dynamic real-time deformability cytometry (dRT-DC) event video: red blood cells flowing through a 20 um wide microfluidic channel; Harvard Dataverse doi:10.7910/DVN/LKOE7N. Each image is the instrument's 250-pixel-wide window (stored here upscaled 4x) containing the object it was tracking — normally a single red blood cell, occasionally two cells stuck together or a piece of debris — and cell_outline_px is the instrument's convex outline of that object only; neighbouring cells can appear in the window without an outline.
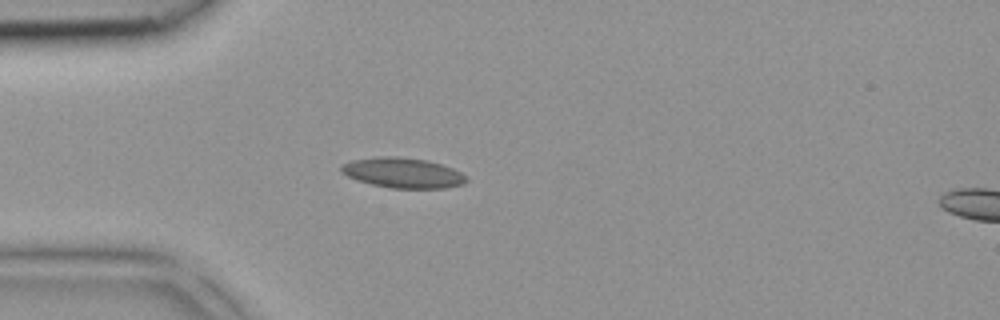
{"species": "common noctule bat (a hibernating species)", "species_latin": "Nyctalus noctula", "temperature_condition": "room temperature", "stored_images_in_passage": 38, "camera_frame_rate_fps": 3000, "um_per_image_px": 0.085, "animal": {"sex": "female", "body_mass_g": 18.4}, "frame": {"image": 1, "passage_image": 11, "time_ms": 3.333, "image_size_px": [1000, 320], "cell_outline_px": [[468, 180], [464, 184], [444, 188], [392, 188], [372, 184], [356, 180], [340, 172], [340, 168], [344, 164], [352, 160], [380, 156], [396, 156], [428, 160], [452, 168], [468, 176]], "centroid_in_image_um": [34.26, 14.69], "position_along_channel_um": 50.7, "area_um2": 22.02}}
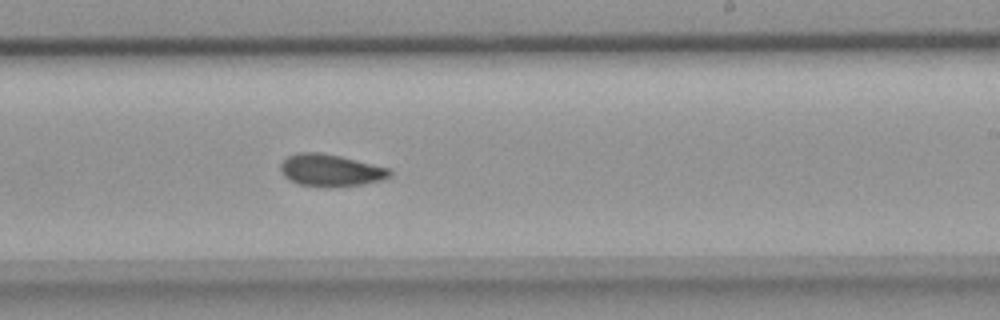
{"frame": {"image": 2, "passage_image": 25, "time_ms": 8.0, "image_size_px": [1000, 320], "cell_outline_px": [[392, 172], [388, 176], [380, 180], [360, 184], [332, 188], [320, 188], [300, 184], [288, 180], [284, 176], [280, 168], [280, 164], [288, 156], [296, 152], [320, 152], [340, 156], [388, 168]], "centroid_in_image_um": [28.03, 14.48], "position_along_channel_um": 261.0, "area_um2": 20.46}}
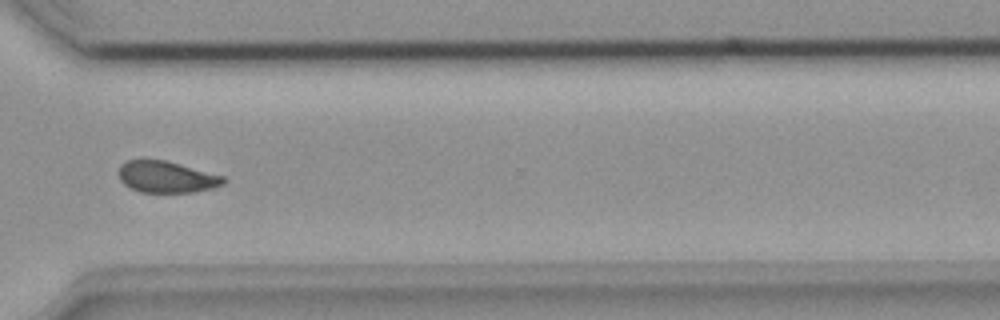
{"frame": {"image": 3, "passage_image": 31, "time_ms": 10.0, "image_size_px": [1000, 320], "cell_outline_px": [[228, 180], [224, 184], [212, 188], [192, 192], [140, 192], [124, 184], [120, 180], [116, 172], [120, 164], [124, 160], [140, 156], [144, 156], [164, 160], [180, 164], [224, 176]], "centroid_in_image_um": [14.06, 14.98], "position_along_channel_um": 356.5, "area_um2": 20.0}}